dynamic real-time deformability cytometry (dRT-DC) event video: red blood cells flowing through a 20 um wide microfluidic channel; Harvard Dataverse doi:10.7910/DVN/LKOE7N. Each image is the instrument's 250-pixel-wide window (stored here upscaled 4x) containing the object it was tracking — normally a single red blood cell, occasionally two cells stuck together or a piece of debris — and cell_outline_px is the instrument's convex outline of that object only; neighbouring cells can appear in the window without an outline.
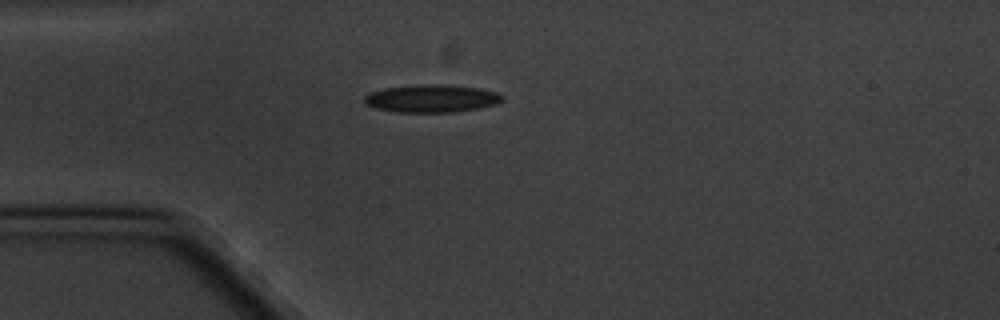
{"species": "common noctule bat (a hibernating species)", "species_latin": "Nyctalus noctula", "temperature_condition": "cold", "stored_images_in_passage": 2, "camera_frame_rate_fps": 3000, "um_per_image_px": 0.085, "animal": {"sex": "male", "body_mass_g": 20.1, "forearm_length_mm": 53.5}, "frame": {"image": 1, "passage_image": 1, "time_ms": 0.0, "image_size_px": [1000, 320], "cell_outline_px": [[504, 96], [496, 104], [480, 108], [456, 112], [396, 112], [376, 108], [364, 104], [364, 96], [372, 92], [384, 88], [424, 84], [444, 84], [480, 88], [496, 92]], "centroid_in_image_um": [36.68, 8.37], "position_along_channel_um": 48.3, "area_um2": 22.31}}